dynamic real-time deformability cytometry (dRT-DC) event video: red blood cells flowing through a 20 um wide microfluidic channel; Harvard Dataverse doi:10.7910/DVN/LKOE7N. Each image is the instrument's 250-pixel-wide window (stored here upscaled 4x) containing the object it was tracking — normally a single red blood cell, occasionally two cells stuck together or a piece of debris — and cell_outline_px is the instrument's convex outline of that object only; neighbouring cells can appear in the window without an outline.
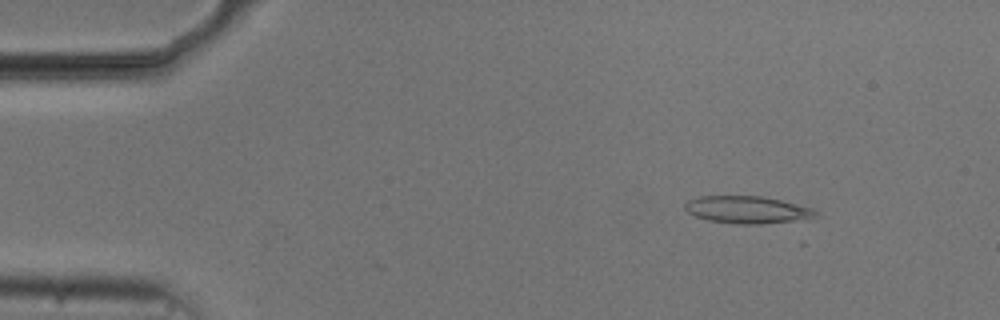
{"species": "common noctule bat (a hibernating species)", "species_latin": "Nyctalus noctula", "temperature_condition": "cold", "stored_images_in_passage": 9, "camera_frame_rate_fps": 3000, "um_per_image_px": 0.085, "animal": {"sex": "male", "body_mass_g": 20.5, "forearm_length_mm": 52.5}, "frame": {"image": 1, "passage_image": 7, "time_ms": 2.0, "image_size_px": [1000, 320], "cell_outline_px": [[820, 216], [808, 220], [760, 224], [736, 224], [708, 220], [696, 216], [688, 212], [684, 208], [684, 204], [688, 200], [700, 196], [760, 196], [780, 200], [812, 208]], "centroid_in_image_um": [63.56, 17.84], "position_along_channel_um": 21.4, "area_um2": 20.98}}